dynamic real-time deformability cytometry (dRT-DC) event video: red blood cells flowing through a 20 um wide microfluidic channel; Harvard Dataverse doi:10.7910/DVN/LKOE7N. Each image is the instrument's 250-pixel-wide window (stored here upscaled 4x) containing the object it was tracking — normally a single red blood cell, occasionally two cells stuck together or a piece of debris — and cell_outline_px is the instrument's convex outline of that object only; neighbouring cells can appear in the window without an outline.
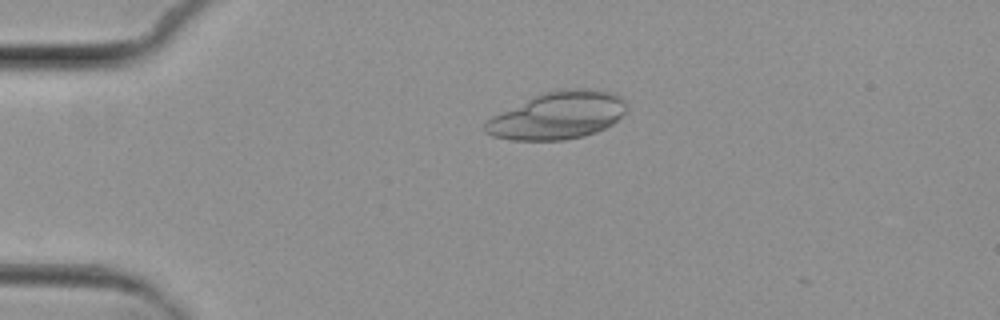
{"species": "common noctule bat (a hibernating species)", "species_latin": "Nyctalus noctula", "temperature_condition": "cold", "stored_images_in_passage": 5, "camera_frame_rate_fps": 3000, "um_per_image_px": 0.085, "animal": {"sex": "female", "body_mass_g": 29.2, "forearm_length_mm": 56.3}, "frame": {"image": 1, "passage_image": 3, "time_ms": 2.333, "image_size_px": [1000, 320], "cell_outline_px": [[628, 108], [612, 124], [596, 132], [584, 136], [564, 140], [512, 140], [492, 136], [484, 132], [484, 124], [492, 116], [540, 92], [572, 88], [588, 88], [612, 92], [628, 100]], "centroid_in_image_um": [47.42, 9.8], "position_along_channel_um": 37.6, "area_um2": 39.36}}